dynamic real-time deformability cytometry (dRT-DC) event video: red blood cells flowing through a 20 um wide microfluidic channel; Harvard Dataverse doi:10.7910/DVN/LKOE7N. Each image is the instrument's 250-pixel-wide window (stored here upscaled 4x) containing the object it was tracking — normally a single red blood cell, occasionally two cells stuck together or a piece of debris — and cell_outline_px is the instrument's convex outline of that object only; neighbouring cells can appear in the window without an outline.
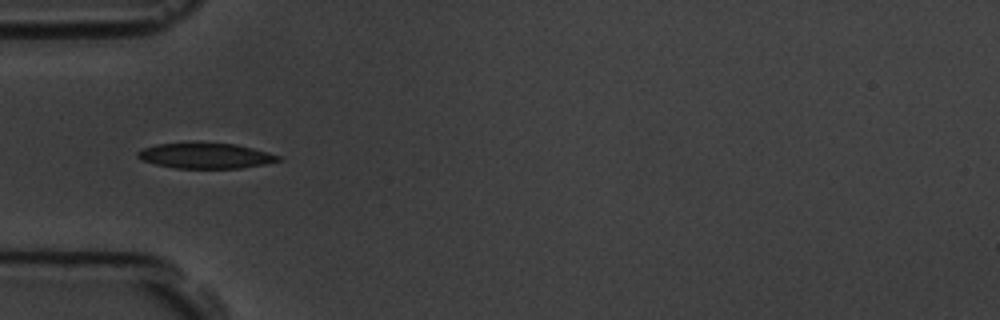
{"species": "common noctule bat (a hibernating species)", "species_latin": "Nyctalus noctula", "temperature_condition": "room temperature", "stored_images_in_passage": 3, "camera_frame_rate_fps": 3000, "um_per_image_px": 0.085, "animal": {"sex": "male", "body_mass_g": 19.5, "forearm_length_mm": 54.6}, "frame": {"image": 1, "passage_image": 1, "time_ms": 0.0, "image_size_px": [1000, 320], "cell_outline_px": [[284, 160], [264, 164], [240, 168], [176, 168], [156, 164], [140, 160], [136, 156], [136, 152], [144, 148], [156, 144], [196, 140], [236, 144], [284, 156]], "centroid_in_image_um": [17.47, 13.2], "position_along_channel_um": 67.5, "area_um2": 21.73}}
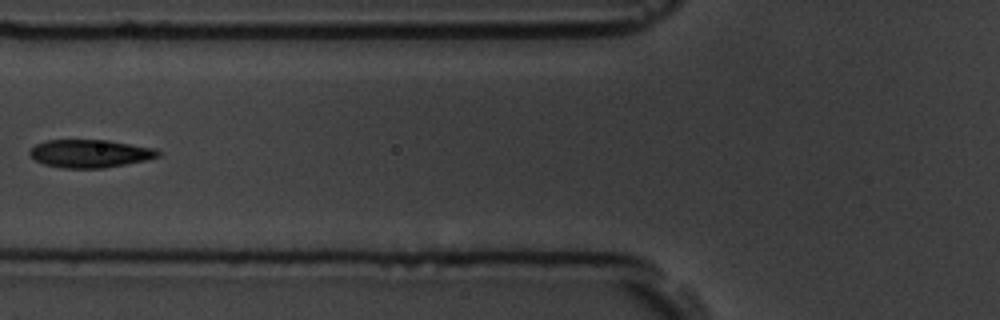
{"frame": {"image": 2, "passage_image": 2, "time_ms": 1.333, "image_size_px": [1000, 320], "cell_outline_px": [[160, 156], [144, 160], [104, 168], [64, 168], [44, 164], [28, 156], [28, 152], [36, 144], [48, 140], [108, 140], [156, 148], [160, 152]], "centroid_in_image_um": [7.64, 13.04], "position_along_channel_um": 118.2, "area_um2": 20.87}}
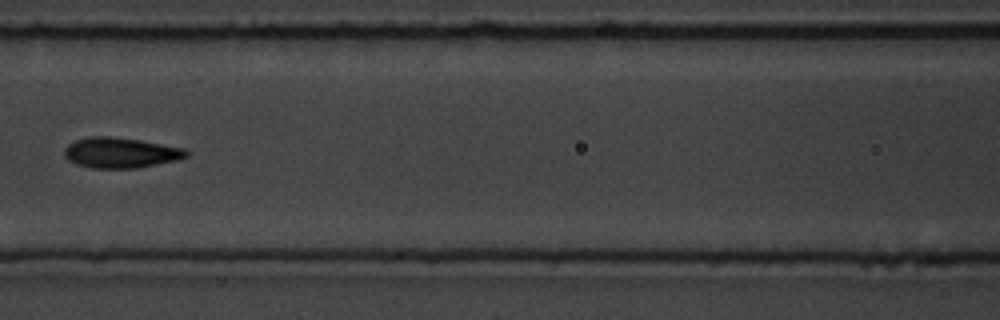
{"frame": {"image": 3, "passage_image": 3, "time_ms": 2.333, "image_size_px": [1000, 320], "cell_outline_px": [[192, 152], [188, 156], [176, 160], [136, 168], [92, 168], [76, 164], [68, 160], [64, 156], [64, 148], [68, 144], [76, 140], [92, 136], [108, 136], [140, 140], [184, 148]], "centroid_in_image_um": [10.25, 12.98], "position_along_channel_um": 156.4, "area_um2": 21.62}}